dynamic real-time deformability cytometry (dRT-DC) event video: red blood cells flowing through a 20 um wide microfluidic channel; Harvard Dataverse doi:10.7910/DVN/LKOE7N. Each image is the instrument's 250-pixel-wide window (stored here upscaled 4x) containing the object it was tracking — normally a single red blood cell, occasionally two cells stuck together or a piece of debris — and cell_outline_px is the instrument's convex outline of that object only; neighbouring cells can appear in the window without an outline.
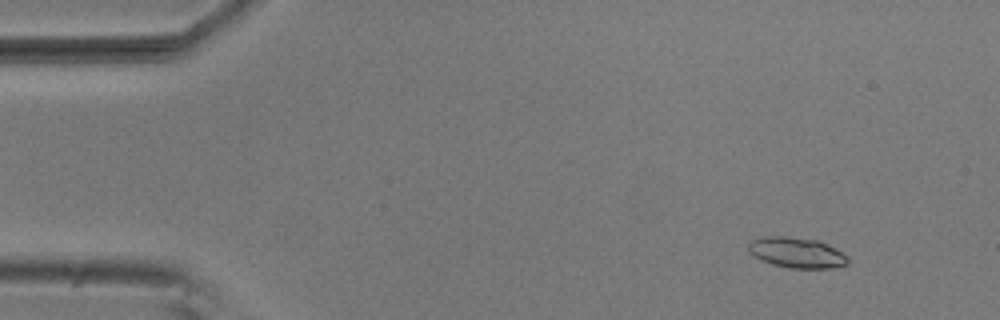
{"species": "common noctule bat (a hibernating species)", "species_latin": "Nyctalus noctula", "temperature_condition": "room temperature", "stored_images_in_passage": 4, "camera_frame_rate_fps": 3000, "um_per_image_px": 0.085, "animal": {"sex": "male", "body_mass_g": 20.5, "forearm_length_mm": 52.5}, "frame": {"image": 1, "passage_image": 2, "time_ms": 0.333, "image_size_px": [1000, 320], "cell_outline_px": [[848, 264], [832, 268], [788, 268], [772, 264], [760, 260], [748, 252], [748, 244], [752, 240], [764, 236], [784, 236], [816, 240], [848, 256]], "centroid_in_image_um": [67.66, 21.48], "position_along_channel_um": 17.3, "area_um2": 17.51}}